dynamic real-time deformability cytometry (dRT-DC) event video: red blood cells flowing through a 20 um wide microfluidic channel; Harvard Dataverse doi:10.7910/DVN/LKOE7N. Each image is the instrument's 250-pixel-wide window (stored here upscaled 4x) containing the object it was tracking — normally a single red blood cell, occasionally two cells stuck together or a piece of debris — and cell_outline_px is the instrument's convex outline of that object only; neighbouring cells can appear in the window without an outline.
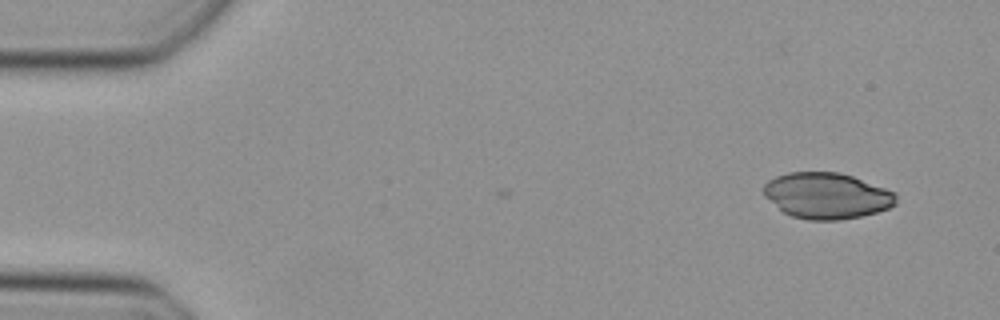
{"species": "Egyptian fruit bat (a non-hibernating species)", "species_latin": "Rousettus aegyptiacus", "temperature_condition": "cold", "stored_images_in_passage": 43, "camera_frame_rate_fps": 3000, "um_per_image_px": 0.085, "animal": {"sex": "female"}, "frame": {"image": 1, "passage_image": 1, "time_ms": 0.0, "image_size_px": [1000, 320], "cell_outline_px": [[896, 204], [888, 208], [876, 212], [860, 216], [836, 220], [808, 220], [792, 216], [784, 212], [764, 196], [764, 184], [768, 180], [776, 176], [788, 172], [840, 172], [852, 176], [896, 192]], "centroid_in_image_um": [70.27, 16.62], "position_along_channel_um": 14.7, "area_um2": 35.37}}